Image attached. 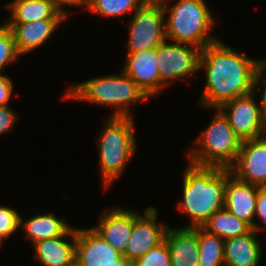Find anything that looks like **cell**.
Segmentation results:
<instances>
[{
    "label": "cell",
    "instance_id": "cell-22",
    "mask_svg": "<svg viewBox=\"0 0 266 266\" xmlns=\"http://www.w3.org/2000/svg\"><path fill=\"white\" fill-rule=\"evenodd\" d=\"M202 228L223 240L244 235L252 230L248 223L239 219L225 208L216 211Z\"/></svg>",
    "mask_w": 266,
    "mask_h": 266
},
{
    "label": "cell",
    "instance_id": "cell-34",
    "mask_svg": "<svg viewBox=\"0 0 266 266\" xmlns=\"http://www.w3.org/2000/svg\"><path fill=\"white\" fill-rule=\"evenodd\" d=\"M144 2H162L163 0H143Z\"/></svg>",
    "mask_w": 266,
    "mask_h": 266
},
{
    "label": "cell",
    "instance_id": "cell-24",
    "mask_svg": "<svg viewBox=\"0 0 266 266\" xmlns=\"http://www.w3.org/2000/svg\"><path fill=\"white\" fill-rule=\"evenodd\" d=\"M143 3V0H89L87 11L107 18L119 17L136 12Z\"/></svg>",
    "mask_w": 266,
    "mask_h": 266
},
{
    "label": "cell",
    "instance_id": "cell-17",
    "mask_svg": "<svg viewBox=\"0 0 266 266\" xmlns=\"http://www.w3.org/2000/svg\"><path fill=\"white\" fill-rule=\"evenodd\" d=\"M68 19H44L29 23H6L11 29L18 53L23 54L35 51L47 42L54 34L57 26Z\"/></svg>",
    "mask_w": 266,
    "mask_h": 266
},
{
    "label": "cell",
    "instance_id": "cell-32",
    "mask_svg": "<svg viewBox=\"0 0 266 266\" xmlns=\"http://www.w3.org/2000/svg\"><path fill=\"white\" fill-rule=\"evenodd\" d=\"M52 1L54 2L56 9L61 14L66 16L67 18H68L69 12L64 9L66 5H70V6L79 5L81 7L84 6L83 8H85L86 10H88V7H89V0H52Z\"/></svg>",
    "mask_w": 266,
    "mask_h": 266
},
{
    "label": "cell",
    "instance_id": "cell-3",
    "mask_svg": "<svg viewBox=\"0 0 266 266\" xmlns=\"http://www.w3.org/2000/svg\"><path fill=\"white\" fill-rule=\"evenodd\" d=\"M120 73L75 83L69 87L63 99L113 106L115 111L111 116L132 117L129 106L148 97L123 70Z\"/></svg>",
    "mask_w": 266,
    "mask_h": 266
},
{
    "label": "cell",
    "instance_id": "cell-35",
    "mask_svg": "<svg viewBox=\"0 0 266 266\" xmlns=\"http://www.w3.org/2000/svg\"><path fill=\"white\" fill-rule=\"evenodd\" d=\"M3 241H4V239H2V238L0 237V247H2V245H3Z\"/></svg>",
    "mask_w": 266,
    "mask_h": 266
},
{
    "label": "cell",
    "instance_id": "cell-29",
    "mask_svg": "<svg viewBox=\"0 0 266 266\" xmlns=\"http://www.w3.org/2000/svg\"><path fill=\"white\" fill-rule=\"evenodd\" d=\"M17 115L9 105L0 107V135L13 129Z\"/></svg>",
    "mask_w": 266,
    "mask_h": 266
},
{
    "label": "cell",
    "instance_id": "cell-12",
    "mask_svg": "<svg viewBox=\"0 0 266 266\" xmlns=\"http://www.w3.org/2000/svg\"><path fill=\"white\" fill-rule=\"evenodd\" d=\"M123 71L148 97H155L166 86L160 79L156 48L140 52H127Z\"/></svg>",
    "mask_w": 266,
    "mask_h": 266
},
{
    "label": "cell",
    "instance_id": "cell-21",
    "mask_svg": "<svg viewBox=\"0 0 266 266\" xmlns=\"http://www.w3.org/2000/svg\"><path fill=\"white\" fill-rule=\"evenodd\" d=\"M25 231V238L32 240L33 244L46 239L63 236L71 227L66 220L57 218L53 213L33 215L29 219L23 220L20 216V225Z\"/></svg>",
    "mask_w": 266,
    "mask_h": 266
},
{
    "label": "cell",
    "instance_id": "cell-1",
    "mask_svg": "<svg viewBox=\"0 0 266 266\" xmlns=\"http://www.w3.org/2000/svg\"><path fill=\"white\" fill-rule=\"evenodd\" d=\"M260 62L220 40L205 46L201 49L199 70H206V82L199 104L216 109L256 90Z\"/></svg>",
    "mask_w": 266,
    "mask_h": 266
},
{
    "label": "cell",
    "instance_id": "cell-11",
    "mask_svg": "<svg viewBox=\"0 0 266 266\" xmlns=\"http://www.w3.org/2000/svg\"><path fill=\"white\" fill-rule=\"evenodd\" d=\"M230 169L239 181L266 186V135L242 141L237 161Z\"/></svg>",
    "mask_w": 266,
    "mask_h": 266
},
{
    "label": "cell",
    "instance_id": "cell-7",
    "mask_svg": "<svg viewBox=\"0 0 266 266\" xmlns=\"http://www.w3.org/2000/svg\"><path fill=\"white\" fill-rule=\"evenodd\" d=\"M162 2H144L129 21L127 52H140L156 48L166 38Z\"/></svg>",
    "mask_w": 266,
    "mask_h": 266
},
{
    "label": "cell",
    "instance_id": "cell-23",
    "mask_svg": "<svg viewBox=\"0 0 266 266\" xmlns=\"http://www.w3.org/2000/svg\"><path fill=\"white\" fill-rule=\"evenodd\" d=\"M199 266H224L225 240L197 227Z\"/></svg>",
    "mask_w": 266,
    "mask_h": 266
},
{
    "label": "cell",
    "instance_id": "cell-2",
    "mask_svg": "<svg viewBox=\"0 0 266 266\" xmlns=\"http://www.w3.org/2000/svg\"><path fill=\"white\" fill-rule=\"evenodd\" d=\"M187 165L182 179L183 200L178 208L192 221L183 227H202L216 211L224 208L225 187L232 172L221 167Z\"/></svg>",
    "mask_w": 266,
    "mask_h": 266
},
{
    "label": "cell",
    "instance_id": "cell-5",
    "mask_svg": "<svg viewBox=\"0 0 266 266\" xmlns=\"http://www.w3.org/2000/svg\"><path fill=\"white\" fill-rule=\"evenodd\" d=\"M208 127L195 139V147L187 151L189 163L201 167L230 169L237 161L242 140L235 134L228 118L219 108Z\"/></svg>",
    "mask_w": 266,
    "mask_h": 266
},
{
    "label": "cell",
    "instance_id": "cell-15",
    "mask_svg": "<svg viewBox=\"0 0 266 266\" xmlns=\"http://www.w3.org/2000/svg\"><path fill=\"white\" fill-rule=\"evenodd\" d=\"M133 226V210L120 206L98 217V225L92 227L114 249L124 255Z\"/></svg>",
    "mask_w": 266,
    "mask_h": 266
},
{
    "label": "cell",
    "instance_id": "cell-10",
    "mask_svg": "<svg viewBox=\"0 0 266 266\" xmlns=\"http://www.w3.org/2000/svg\"><path fill=\"white\" fill-rule=\"evenodd\" d=\"M157 209L148 207L144 215L133 210V226L124 256L133 262L165 240L169 225L157 222Z\"/></svg>",
    "mask_w": 266,
    "mask_h": 266
},
{
    "label": "cell",
    "instance_id": "cell-20",
    "mask_svg": "<svg viewBox=\"0 0 266 266\" xmlns=\"http://www.w3.org/2000/svg\"><path fill=\"white\" fill-rule=\"evenodd\" d=\"M6 7L11 11L5 23H29L44 19H68L52 0H12Z\"/></svg>",
    "mask_w": 266,
    "mask_h": 266
},
{
    "label": "cell",
    "instance_id": "cell-28",
    "mask_svg": "<svg viewBox=\"0 0 266 266\" xmlns=\"http://www.w3.org/2000/svg\"><path fill=\"white\" fill-rule=\"evenodd\" d=\"M258 218L263 222V226L259 224H254L253 229L257 232L261 230H266V186H259V193L257 196L255 218Z\"/></svg>",
    "mask_w": 266,
    "mask_h": 266
},
{
    "label": "cell",
    "instance_id": "cell-18",
    "mask_svg": "<svg viewBox=\"0 0 266 266\" xmlns=\"http://www.w3.org/2000/svg\"><path fill=\"white\" fill-rule=\"evenodd\" d=\"M165 240L169 246L172 266H199L197 227L169 226Z\"/></svg>",
    "mask_w": 266,
    "mask_h": 266
},
{
    "label": "cell",
    "instance_id": "cell-31",
    "mask_svg": "<svg viewBox=\"0 0 266 266\" xmlns=\"http://www.w3.org/2000/svg\"><path fill=\"white\" fill-rule=\"evenodd\" d=\"M265 71H266V59H264V60L261 59V62H260L259 68H258V72H257L256 87H259L258 85H260V84L264 85V86H262L263 89L261 91H259V92L257 91V94L259 93L261 96V98L259 100H261V103H262L263 115H264V119L266 122V72Z\"/></svg>",
    "mask_w": 266,
    "mask_h": 266
},
{
    "label": "cell",
    "instance_id": "cell-13",
    "mask_svg": "<svg viewBox=\"0 0 266 266\" xmlns=\"http://www.w3.org/2000/svg\"><path fill=\"white\" fill-rule=\"evenodd\" d=\"M122 256L93 228L76 229L75 266H98L102 262H115Z\"/></svg>",
    "mask_w": 266,
    "mask_h": 266
},
{
    "label": "cell",
    "instance_id": "cell-27",
    "mask_svg": "<svg viewBox=\"0 0 266 266\" xmlns=\"http://www.w3.org/2000/svg\"><path fill=\"white\" fill-rule=\"evenodd\" d=\"M20 216L17 210L8 206H0V237L2 239L9 238L20 229Z\"/></svg>",
    "mask_w": 266,
    "mask_h": 266
},
{
    "label": "cell",
    "instance_id": "cell-26",
    "mask_svg": "<svg viewBox=\"0 0 266 266\" xmlns=\"http://www.w3.org/2000/svg\"><path fill=\"white\" fill-rule=\"evenodd\" d=\"M134 266H172L169 246L166 240L134 261Z\"/></svg>",
    "mask_w": 266,
    "mask_h": 266
},
{
    "label": "cell",
    "instance_id": "cell-9",
    "mask_svg": "<svg viewBox=\"0 0 266 266\" xmlns=\"http://www.w3.org/2000/svg\"><path fill=\"white\" fill-rule=\"evenodd\" d=\"M257 90L258 88L249 94L228 101L219 108L242 141L266 135L262 103L261 100L257 103L254 99Z\"/></svg>",
    "mask_w": 266,
    "mask_h": 266
},
{
    "label": "cell",
    "instance_id": "cell-8",
    "mask_svg": "<svg viewBox=\"0 0 266 266\" xmlns=\"http://www.w3.org/2000/svg\"><path fill=\"white\" fill-rule=\"evenodd\" d=\"M201 49L186 43L166 39L156 47L157 65L161 81L169 85L199 71Z\"/></svg>",
    "mask_w": 266,
    "mask_h": 266
},
{
    "label": "cell",
    "instance_id": "cell-6",
    "mask_svg": "<svg viewBox=\"0 0 266 266\" xmlns=\"http://www.w3.org/2000/svg\"><path fill=\"white\" fill-rule=\"evenodd\" d=\"M107 121L97 139L99 167L106 190L136 154L133 118L110 116Z\"/></svg>",
    "mask_w": 266,
    "mask_h": 266
},
{
    "label": "cell",
    "instance_id": "cell-30",
    "mask_svg": "<svg viewBox=\"0 0 266 266\" xmlns=\"http://www.w3.org/2000/svg\"><path fill=\"white\" fill-rule=\"evenodd\" d=\"M13 81L9 76L0 74V107L9 105L13 94Z\"/></svg>",
    "mask_w": 266,
    "mask_h": 266
},
{
    "label": "cell",
    "instance_id": "cell-33",
    "mask_svg": "<svg viewBox=\"0 0 266 266\" xmlns=\"http://www.w3.org/2000/svg\"><path fill=\"white\" fill-rule=\"evenodd\" d=\"M98 266H134V262L123 255L115 262H102Z\"/></svg>",
    "mask_w": 266,
    "mask_h": 266
},
{
    "label": "cell",
    "instance_id": "cell-14",
    "mask_svg": "<svg viewBox=\"0 0 266 266\" xmlns=\"http://www.w3.org/2000/svg\"><path fill=\"white\" fill-rule=\"evenodd\" d=\"M259 186L239 181L234 175L227 179L224 208L248 223L252 229L256 223L255 209Z\"/></svg>",
    "mask_w": 266,
    "mask_h": 266
},
{
    "label": "cell",
    "instance_id": "cell-19",
    "mask_svg": "<svg viewBox=\"0 0 266 266\" xmlns=\"http://www.w3.org/2000/svg\"><path fill=\"white\" fill-rule=\"evenodd\" d=\"M258 232H250L225 240L224 266H259L262 246L257 238Z\"/></svg>",
    "mask_w": 266,
    "mask_h": 266
},
{
    "label": "cell",
    "instance_id": "cell-4",
    "mask_svg": "<svg viewBox=\"0 0 266 266\" xmlns=\"http://www.w3.org/2000/svg\"><path fill=\"white\" fill-rule=\"evenodd\" d=\"M163 0L166 38L170 42L194 45L200 49L219 39L210 33L214 27V17L205 0H177L169 4Z\"/></svg>",
    "mask_w": 266,
    "mask_h": 266
},
{
    "label": "cell",
    "instance_id": "cell-16",
    "mask_svg": "<svg viewBox=\"0 0 266 266\" xmlns=\"http://www.w3.org/2000/svg\"><path fill=\"white\" fill-rule=\"evenodd\" d=\"M33 248L34 259L42 266H75L76 228H70L63 236L41 240Z\"/></svg>",
    "mask_w": 266,
    "mask_h": 266
},
{
    "label": "cell",
    "instance_id": "cell-25",
    "mask_svg": "<svg viewBox=\"0 0 266 266\" xmlns=\"http://www.w3.org/2000/svg\"><path fill=\"white\" fill-rule=\"evenodd\" d=\"M21 55L18 53L14 35L6 23L0 25V74L6 65L18 60Z\"/></svg>",
    "mask_w": 266,
    "mask_h": 266
}]
</instances>
